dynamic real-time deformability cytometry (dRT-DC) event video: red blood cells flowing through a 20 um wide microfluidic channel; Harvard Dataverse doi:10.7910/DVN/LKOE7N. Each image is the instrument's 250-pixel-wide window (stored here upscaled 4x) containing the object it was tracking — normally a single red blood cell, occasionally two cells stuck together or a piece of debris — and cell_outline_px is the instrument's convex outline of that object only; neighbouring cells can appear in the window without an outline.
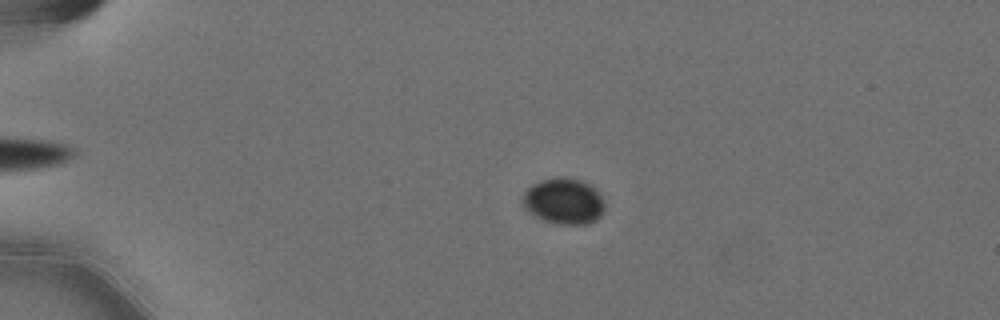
{"species": "Egyptian fruit bat (a non-hibernating species)", "species_latin": "Rousettus aegyptiacus", "temperature_condition": "cold", "stored_images_in_passage": 50, "camera_frame_rate_fps": 3000, "um_per_image_px": 0.085, "animal": {"sex": "female"}, "frame": {"image": 1, "passage_image": 6, "time_ms": 1.667, "image_size_px": [1000, 320], "cell_outline_px": [[604, 212], [596, 220], [588, 224], [556, 224], [544, 220], [528, 212], [524, 208], [524, 192], [532, 184], [556, 176], [580, 180], [588, 184], [604, 200]], "centroid_in_image_um": [47.92, 17.12], "position_along_channel_um": 37.1, "area_um2": 21.73}}
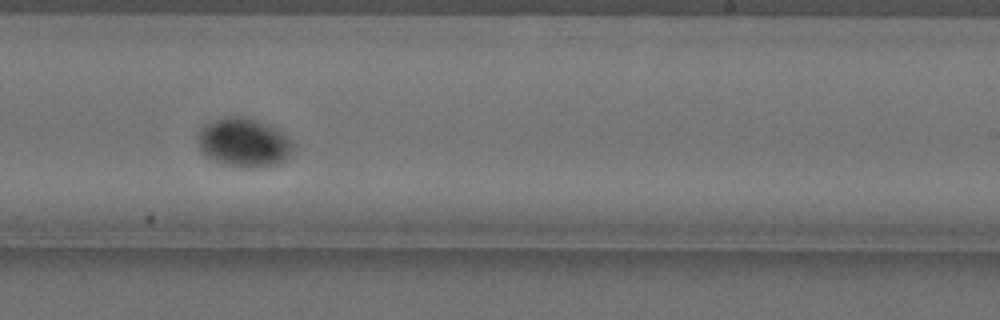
{"frame": {"image": 2, "passage_image": 30, "time_ms": 9.667, "image_size_px": [1000, 320], "cell_outline_px": [[296, 144], [288, 156], [280, 164], [264, 168], [240, 168], [224, 164], [212, 160], [204, 156], [200, 148], [200, 132], [208, 124], [216, 120], [232, 116], [240, 116], [256, 120], [268, 124], [292, 140]], "centroid_in_image_um": [20.79, 12.17], "position_along_channel_um": 268.2, "area_um2": 26.99}}
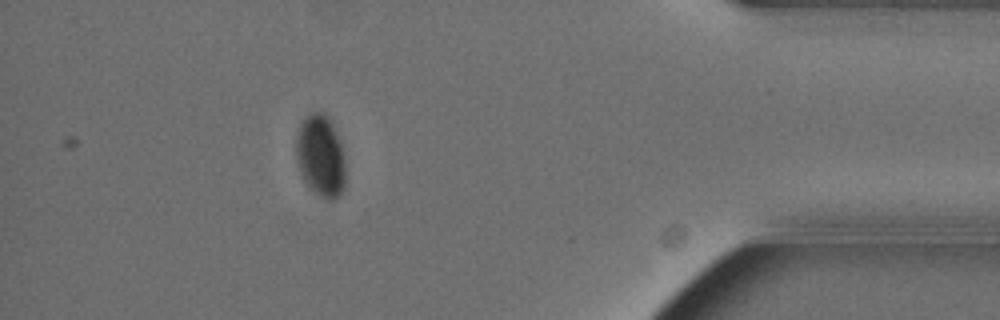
{"frame": {"image": 3, "passage_image": 45, "time_ms": 14.667, "image_size_px": [1000, 320], "cell_outline_px": [[344, 188], [340, 196], [332, 200], [324, 200], [312, 192], [308, 188], [300, 176], [296, 160], [296, 132], [300, 120], [308, 112], [324, 112], [328, 116], [336, 132], [340, 144], [344, 160]], "centroid_in_image_um": [27.2, 13.27], "position_along_channel_um": 408.0, "area_um2": 24.28}}